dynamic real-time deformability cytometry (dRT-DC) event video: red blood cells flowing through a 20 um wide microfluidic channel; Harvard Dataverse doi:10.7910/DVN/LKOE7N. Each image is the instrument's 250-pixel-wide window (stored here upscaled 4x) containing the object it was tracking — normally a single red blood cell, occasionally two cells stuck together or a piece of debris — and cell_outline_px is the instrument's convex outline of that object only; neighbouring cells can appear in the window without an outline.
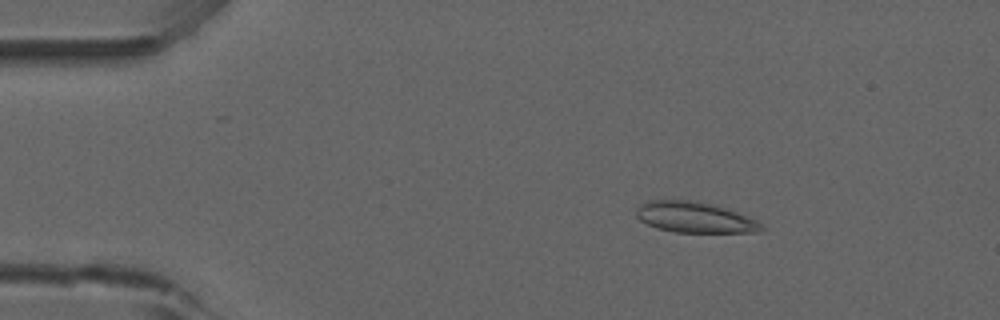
{"species": "common noctule bat (a hibernating species)", "species_latin": "Nyctalus noctula", "temperature_condition": "room temperature", "stored_images_in_passage": 52, "camera_frame_rate_fps": 3000, "um_per_image_px": 0.085, "animal": {"sex": "male", "forearm_length_mm": 52.5}, "frame": {"image": 1, "passage_image": 8, "time_ms": 2.333, "image_size_px": [1000, 320], "cell_outline_px": [[764, 228], [756, 232], [676, 232], [656, 228], [640, 220], [636, 216], [636, 208], [640, 204], [648, 200], [692, 200], [724, 208], [736, 212], [756, 220]], "centroid_in_image_um": [58.98, 18.47], "position_along_channel_um": 26.0, "area_um2": 22.08}}
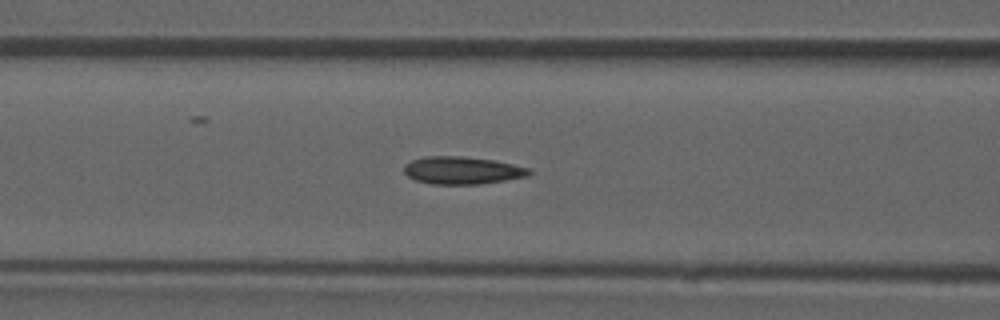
{"frame": {"image": 2, "passage_image": 21, "time_ms": 6.667, "image_size_px": [1000, 320], "cell_outline_px": [[532, 172], [528, 176], [480, 184], [432, 184], [416, 180], [408, 176], [404, 172], [404, 164], [412, 160], [424, 156], [464, 156], [496, 160], [532, 168]], "centroid_in_image_um": [39.32, 14.47], "position_along_channel_um": 127.3, "area_um2": 20.29}}
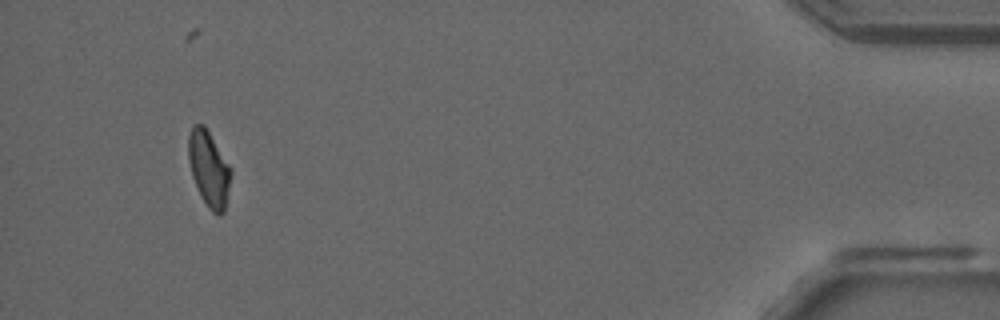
{"frame": {"image": 3, "passage_image": 49, "time_ms": 16.0, "image_size_px": [1000, 320], "cell_outline_px": [[232, 172], [224, 212], [220, 216], [212, 212], [208, 208], [192, 176], [188, 160], [188, 136], [192, 124], [204, 124], [232, 168]], "centroid_in_image_um": [17.76, 14.31], "position_along_channel_um": 417.4, "area_um2": 18.73}, "authors_computed_cell_mechanics": {"area_um2": 19.7387, "velocity_mm_per_s": 3.9035, "shape_relaxation_time_tau1_ms": null, "shape_relaxation_time_tau2_ms": 3.407, "deformation_change_tau1": null, "deformation_change_tau2": 0.1115}}